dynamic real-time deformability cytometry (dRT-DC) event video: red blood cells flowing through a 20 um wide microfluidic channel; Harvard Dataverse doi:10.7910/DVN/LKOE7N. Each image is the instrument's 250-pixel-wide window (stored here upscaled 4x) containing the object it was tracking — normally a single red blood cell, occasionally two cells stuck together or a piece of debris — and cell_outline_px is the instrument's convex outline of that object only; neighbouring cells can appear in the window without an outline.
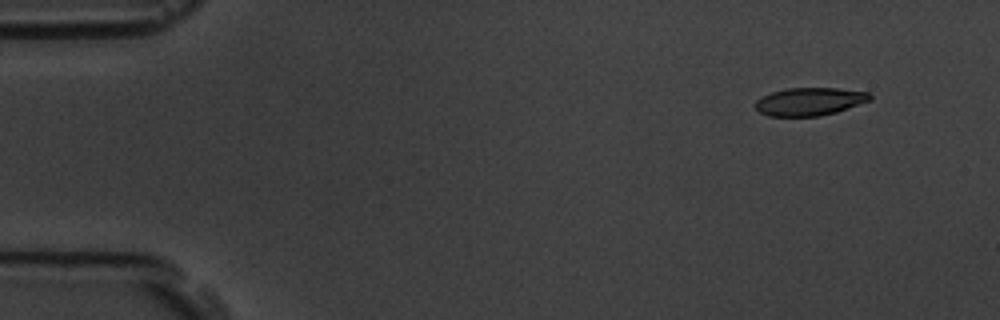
{"species": "common noctule bat (a hibernating species)", "species_latin": "Nyctalus noctula", "temperature_condition": "room temperature", "stored_images_in_passage": 6, "camera_frame_rate_fps": 3000, "um_per_image_px": 0.085, "animal": {"sex": "male", "body_mass_g": 19.5, "forearm_length_mm": 54.6}, "frame": {"image": 1, "passage_image": 2, "time_ms": 0.333, "image_size_px": [1000, 320], "cell_outline_px": [[872, 100], [836, 112], [820, 116], [768, 116], [760, 112], [756, 108], [756, 100], [772, 92], [788, 88], [836, 88], [872, 92]], "centroid_in_image_um": [68.87, 8.63], "position_along_channel_um": 16.1, "area_um2": 18.67}}
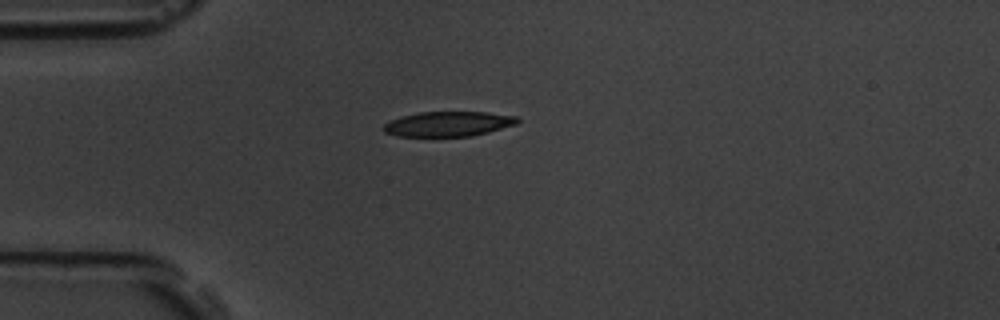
{"frame": {"image": 2, "passage_image": 5, "time_ms": 1.333, "image_size_px": [1000, 320], "cell_outline_px": [[520, 120], [516, 124], [488, 132], [472, 136], [396, 136], [384, 132], [380, 128], [384, 124], [400, 116], [420, 112], [488, 112], [516, 116]], "centroid_in_image_um": [38.07, 10.53], "position_along_channel_um": 46.9, "area_um2": 19.48}}